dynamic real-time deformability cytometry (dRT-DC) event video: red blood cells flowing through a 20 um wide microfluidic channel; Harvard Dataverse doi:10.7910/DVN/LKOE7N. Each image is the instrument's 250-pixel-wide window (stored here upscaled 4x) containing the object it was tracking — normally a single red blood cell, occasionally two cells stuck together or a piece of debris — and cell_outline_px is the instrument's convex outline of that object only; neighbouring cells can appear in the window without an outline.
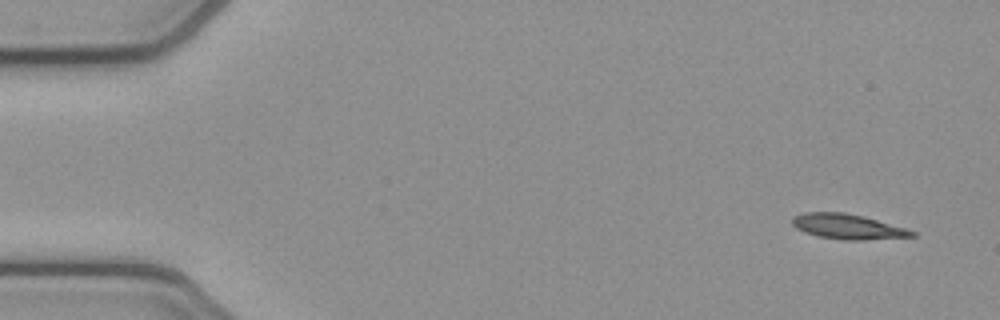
{"species": "common noctule bat (a hibernating species)", "species_latin": "Nyctalus noctula", "temperature_condition": "cold", "stored_images_in_passage": 5, "camera_frame_rate_fps": 3000, "um_per_image_px": 0.085, "animal": {"sex": "female", "body_mass_g": 21.9}, "frame": {"image": 1, "passage_image": 1, "time_ms": 0.0, "image_size_px": [1000, 320], "cell_outline_px": [[916, 236], [864, 240], [844, 240], [816, 236], [804, 232], [796, 228], [792, 224], [792, 216], [804, 212], [844, 212], [864, 216], [904, 228], [916, 232]], "centroid_in_image_um": [72.01, 19.26], "position_along_channel_um": 13.0, "area_um2": 17.51}}